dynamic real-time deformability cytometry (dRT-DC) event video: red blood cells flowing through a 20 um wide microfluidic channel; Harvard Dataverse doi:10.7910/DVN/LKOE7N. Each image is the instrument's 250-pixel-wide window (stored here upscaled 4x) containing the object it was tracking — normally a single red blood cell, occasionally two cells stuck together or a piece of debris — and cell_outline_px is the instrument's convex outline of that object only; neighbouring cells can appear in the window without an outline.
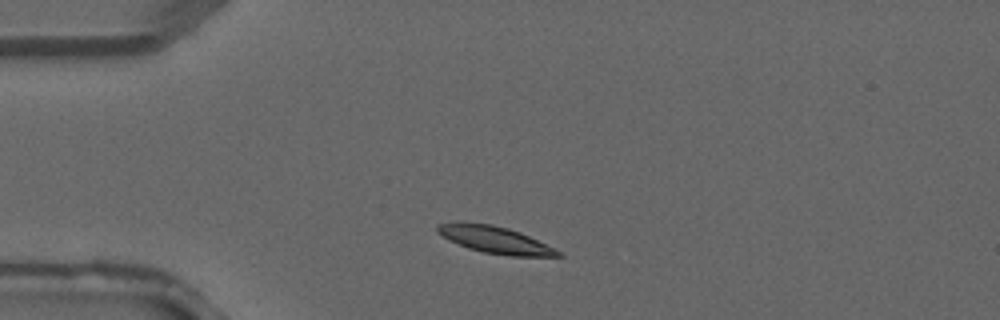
{"species": "common noctule bat (a hibernating species)", "species_latin": "Nyctalus noctula", "temperature_condition": "warm", "stored_images_in_passage": 3, "camera_frame_rate_fps": 3000, "um_per_image_px": 0.085, "animal": {"sex": "male", "forearm_length_mm": 52.5}, "frame": {"image": 1, "passage_image": 1, "time_ms": 0.0, "image_size_px": [1000, 320], "cell_outline_px": [[564, 256], [512, 256], [484, 252], [468, 248], [448, 240], [436, 232], [436, 224], [456, 220], [460, 220], [492, 224], [508, 228], [520, 232], [560, 252]], "centroid_in_image_um": [41.94, 20.34], "position_along_channel_um": 43.1, "area_um2": 19.07}}
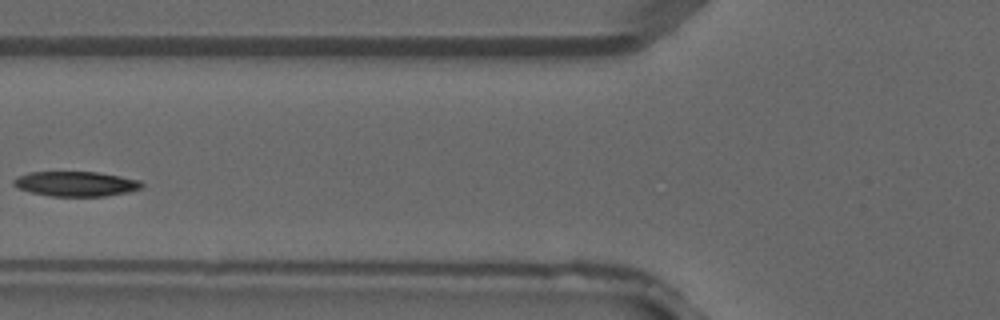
{"frame": {"image": 2, "passage_image": 3, "time_ms": 0.667, "image_size_px": [1000, 320], "cell_outline_px": [[144, 184], [140, 188], [128, 192], [104, 196], [52, 196], [32, 192], [16, 188], [12, 184], [12, 180], [16, 176], [28, 172], [100, 172], [140, 180]], "centroid_in_image_um": [6.41, 15.62], "position_along_channel_um": 119.4, "area_um2": 18.67}}